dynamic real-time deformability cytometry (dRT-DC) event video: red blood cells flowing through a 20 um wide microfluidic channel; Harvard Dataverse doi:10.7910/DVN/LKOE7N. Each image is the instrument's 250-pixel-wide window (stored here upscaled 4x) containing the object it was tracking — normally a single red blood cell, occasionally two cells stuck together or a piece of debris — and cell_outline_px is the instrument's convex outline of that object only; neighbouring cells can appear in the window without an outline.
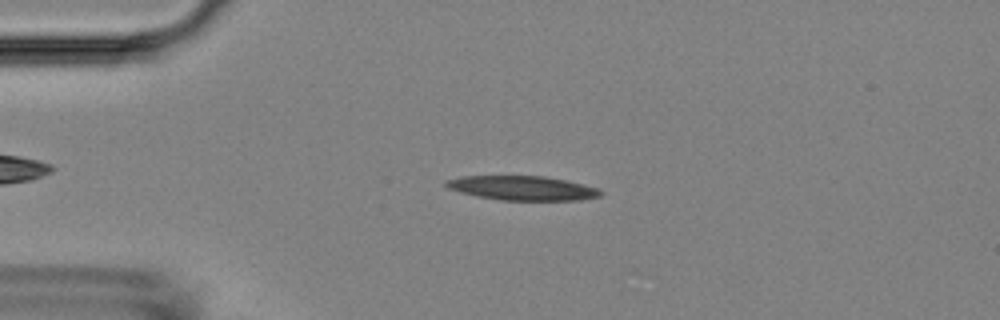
{"species": "Egyptian fruit bat (a non-hibernating species)", "species_latin": "Rousettus aegyptiacus", "temperature_condition": "room temperature", "stored_images_in_passage": 51, "camera_frame_rate_fps": 3000, "um_per_image_px": 0.085, "animal": {"sex": "female"}, "frame": {"image": 1, "passage_image": 9, "time_ms": 2.667, "image_size_px": [1000, 320], "cell_outline_px": [[604, 192], [600, 196], [580, 200], [500, 200], [476, 196], [460, 192], [448, 188], [444, 184], [444, 180], [460, 176], [544, 176], [564, 180], [600, 188]], "centroid_in_image_um": [44.39, 15.98], "position_along_channel_um": 40.6, "area_um2": 21.96}}
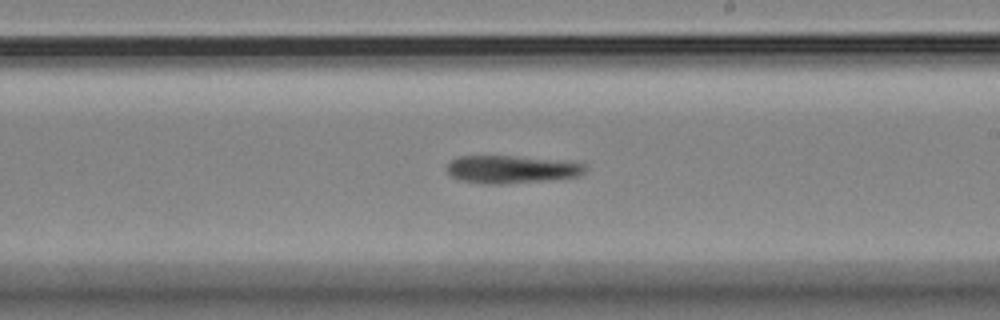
{"frame": {"image": 2, "passage_image": 28, "time_ms": 9.0, "image_size_px": [1000, 320], "cell_outline_px": [[588, 168], [580, 176], [544, 180], [504, 184], [484, 184], [460, 180], [452, 176], [448, 172], [448, 164], [452, 160], [460, 156], [516, 156], [584, 164]], "centroid_in_image_um": [43.44, 14.4], "position_along_channel_um": 245.6, "area_um2": 21.96}}
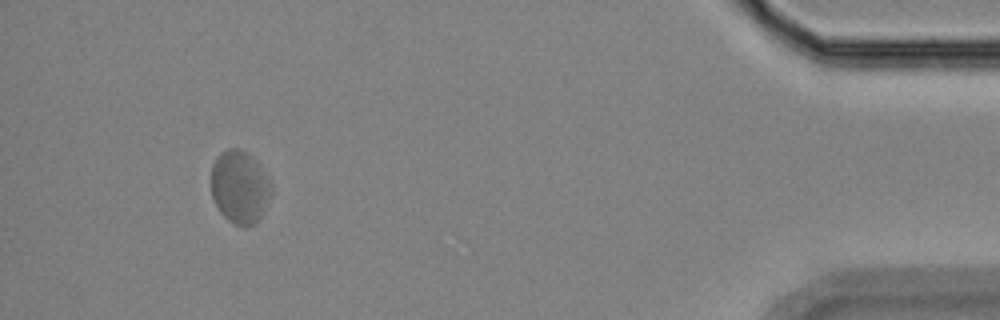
{"frame": {"image": 3, "passage_image": 47, "time_ms": 15.333, "image_size_px": [1000, 320], "cell_outline_px": [[272, 192], [260, 220], [256, 224], [236, 224], [228, 220], [220, 212], [212, 196], [212, 164], [216, 156], [220, 152], [228, 148], [240, 148], [248, 152], [252, 156], [272, 184]], "centroid_in_image_um": [20.38, 15.87], "position_along_channel_um": 414.8, "area_um2": 25.49}}